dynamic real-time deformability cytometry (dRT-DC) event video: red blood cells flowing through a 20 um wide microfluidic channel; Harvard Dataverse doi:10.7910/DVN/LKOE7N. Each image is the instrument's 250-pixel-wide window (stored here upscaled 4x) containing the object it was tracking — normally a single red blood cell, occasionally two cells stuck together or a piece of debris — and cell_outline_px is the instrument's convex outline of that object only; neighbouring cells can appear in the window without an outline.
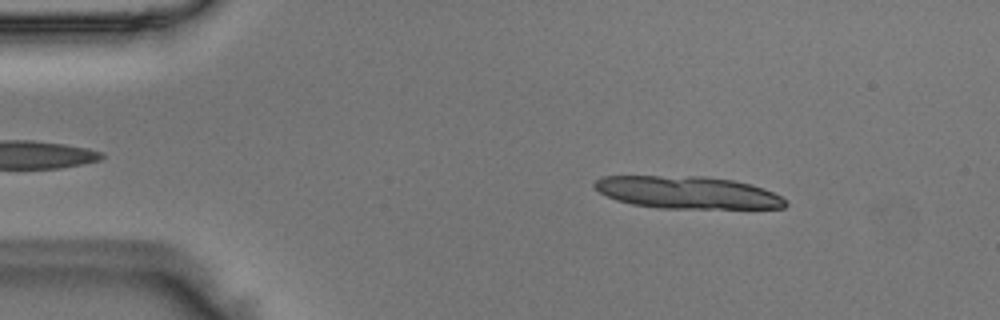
{"species": "Egyptian fruit bat (a non-hibernating species)", "species_latin": "Rousettus aegyptiacus", "temperature_condition": "room temperature", "stored_images_in_passage": 14, "camera_frame_rate_fps": 3000, "um_per_image_px": 0.085, "animal": {"sex": "male"}, "frame": {"image": 1, "passage_image": 7, "time_ms": 2.0, "image_size_px": [1000, 320], "cell_outline_px": [[788, 204], [784, 208], [660, 208], [632, 204], [616, 200], [600, 192], [592, 184], [600, 176], [704, 176], [732, 180], [752, 184], [764, 188], [780, 196]], "centroid_in_image_um": [58.42, 16.35], "position_along_channel_um": 26.6, "area_um2": 36.01}}